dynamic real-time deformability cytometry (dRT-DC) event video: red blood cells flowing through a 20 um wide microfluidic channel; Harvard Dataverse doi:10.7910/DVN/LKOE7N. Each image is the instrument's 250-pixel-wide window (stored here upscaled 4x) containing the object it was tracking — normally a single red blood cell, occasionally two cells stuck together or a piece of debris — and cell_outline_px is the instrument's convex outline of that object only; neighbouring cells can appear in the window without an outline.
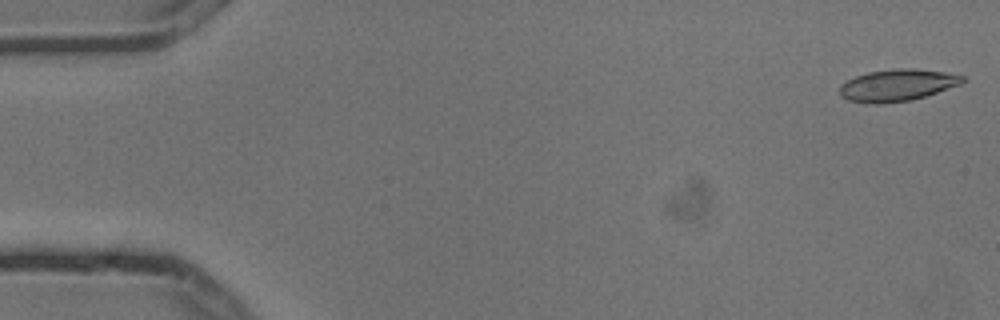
{"species": "common noctule bat (a hibernating species)", "species_latin": "Nyctalus noctula", "temperature_condition": "cold", "stored_images_in_passage": 4, "camera_frame_rate_fps": 3000, "um_per_image_px": 0.085, "animal": {"sex": "male", "body_mass_g": 13.3}, "frame": {"image": 1, "passage_image": 1, "time_ms": 0.0, "image_size_px": [1000, 320], "cell_outline_px": [[964, 80], [960, 84], [912, 100], [880, 104], [864, 104], [848, 100], [840, 96], [840, 84], [856, 76], [868, 72], [892, 68], [912, 68], [944, 72], [964, 76]], "centroid_in_image_um": [76.21, 7.25], "position_along_channel_um": 8.8, "area_um2": 22.83}}